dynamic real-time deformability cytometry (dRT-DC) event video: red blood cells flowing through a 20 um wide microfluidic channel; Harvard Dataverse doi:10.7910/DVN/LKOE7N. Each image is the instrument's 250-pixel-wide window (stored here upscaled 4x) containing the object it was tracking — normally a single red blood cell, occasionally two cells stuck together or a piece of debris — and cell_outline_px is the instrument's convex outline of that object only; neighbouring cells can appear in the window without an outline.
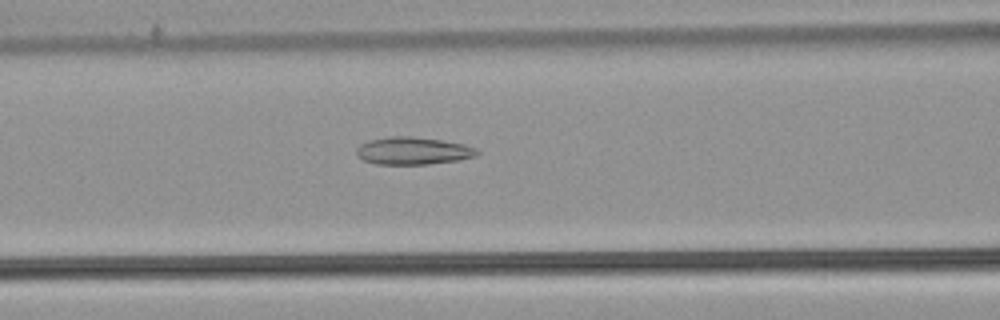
{"species": "common noctule bat (a hibernating species)", "species_latin": "Nyctalus noctula", "temperature_condition": "warm", "stored_images_in_passage": 54, "camera_frame_rate_fps": 3000, "um_per_image_px": 0.085, "animal": {"sex": "male", "body_mass_g": 21.5, "forearm_length_mm": 52.0}, "frame": {"image": 1, "passage_image": 23, "time_ms": 7.333, "image_size_px": [1000, 320], "cell_outline_px": [[480, 152], [476, 156], [460, 160], [428, 164], [376, 164], [364, 160], [356, 152], [356, 148], [360, 144], [368, 140], [392, 136], [412, 136], [444, 140], [464, 144], [476, 148]], "centroid_in_image_um": [35.14, 12.81], "position_along_channel_um": 131.5, "area_um2": 19.42}}
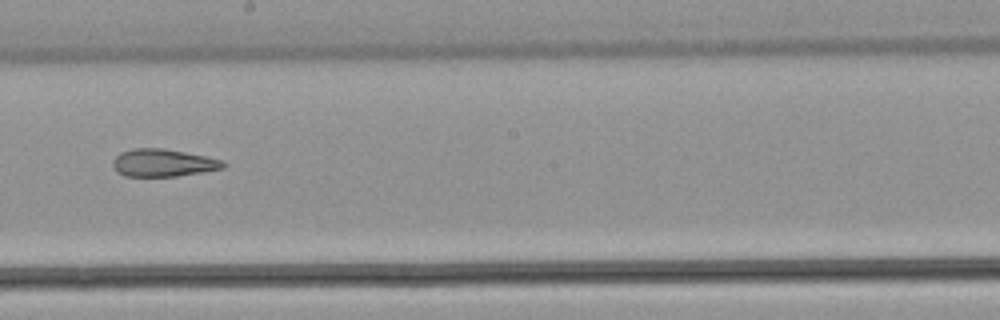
{"frame": {"image": 2, "passage_image": 31, "time_ms": 10.0, "image_size_px": [1000, 320], "cell_outline_px": [[228, 164], [224, 168], [176, 176], [124, 176], [116, 172], [112, 164], [112, 160], [120, 152], [132, 148], [164, 148], [224, 160]], "centroid_in_image_um": [13.84, 13.83], "position_along_channel_um": 234.4, "area_um2": 17.8}}
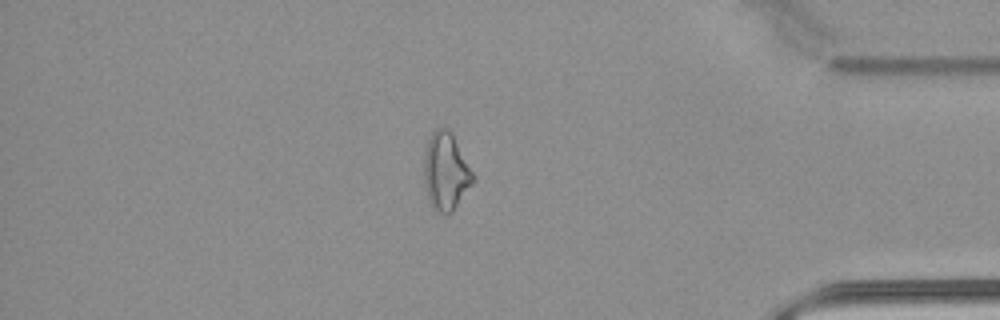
{"frame": {"image": 3, "passage_image": 46, "time_ms": 15.0, "image_size_px": [1000, 320], "cell_outline_px": [[472, 184], [452, 212], [444, 216], [432, 208], [428, 200], [424, 184], [424, 152], [428, 140], [432, 132], [436, 128], [448, 128], [452, 132], [472, 172]], "centroid_in_image_um": [37.85, 14.59], "position_along_channel_um": 397.3, "area_um2": 22.08}, "authors_computed_cell_mechanics": {"area_um2": 22.0796, "velocity_mm_per_s": 3.8609, "shape_relaxation_time_tau1_ms": null, "shape_relaxation_time_tau2_ms": 5.249, "deformation_change_tau1": null, "deformation_change_tau2": 0.1588}}